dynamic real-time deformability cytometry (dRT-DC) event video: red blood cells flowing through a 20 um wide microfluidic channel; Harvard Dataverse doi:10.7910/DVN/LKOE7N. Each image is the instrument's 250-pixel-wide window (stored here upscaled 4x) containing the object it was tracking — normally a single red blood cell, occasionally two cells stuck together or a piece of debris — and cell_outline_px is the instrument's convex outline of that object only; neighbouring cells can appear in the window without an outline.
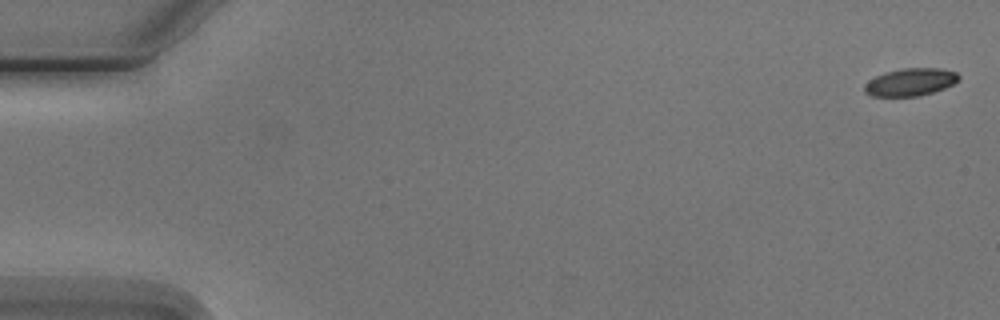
{"species": "Egyptian fruit bat (a non-hibernating species)", "species_latin": "Rousettus aegyptiacus", "temperature_condition": "cold", "stored_images_in_passage": 3, "camera_frame_rate_fps": 3000, "um_per_image_px": 0.085, "animal": {"sex": "male"}, "frame": {"image": 1, "passage_image": 1, "time_ms": 0.0, "image_size_px": [1000, 320], "cell_outline_px": [[960, 80], [944, 88], [920, 96], [872, 96], [864, 92], [864, 84], [868, 80], [884, 72], [900, 68], [940, 68], [956, 72], [960, 76]], "centroid_in_image_um": [77.37, 6.97], "position_along_channel_um": 7.6, "area_um2": 15.26}}